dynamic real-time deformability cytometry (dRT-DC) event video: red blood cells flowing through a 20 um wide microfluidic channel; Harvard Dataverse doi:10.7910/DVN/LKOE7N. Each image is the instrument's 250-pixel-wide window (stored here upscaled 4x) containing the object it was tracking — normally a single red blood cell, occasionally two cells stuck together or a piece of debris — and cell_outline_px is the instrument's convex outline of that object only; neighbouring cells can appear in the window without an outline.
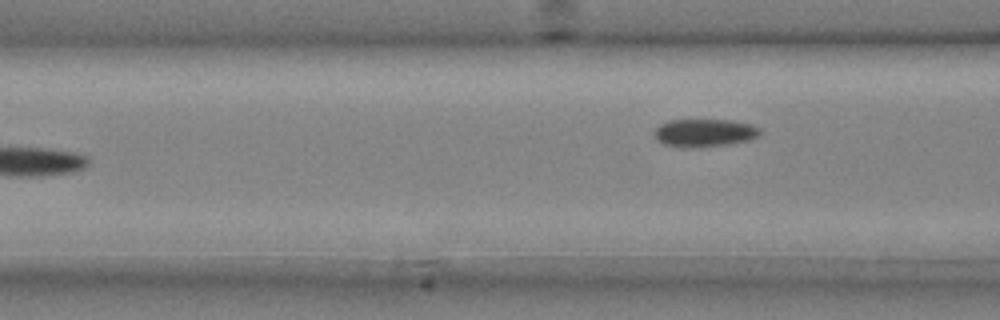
{"species": "common noctule bat (a hibernating species)", "species_latin": "Nyctalus noctula", "temperature_condition": "cold", "stored_images_in_passage": 6, "camera_frame_rate_fps": 3000, "um_per_image_px": 0.085, "animal": {"sex": "male", "body_mass_g": 20.4}, "frame": {"image": 1, "passage_image": 6, "time_ms": 1.667, "image_size_px": [1000, 320], "cell_outline_px": [[760, 136], [748, 140], [728, 144], [692, 148], [680, 148], [664, 144], [656, 140], [656, 128], [660, 124], [668, 120], [732, 120], [752, 124], [760, 128]], "centroid_in_image_um": [59.89, 11.29], "position_along_channel_um": 106.7, "area_um2": 17.28}}